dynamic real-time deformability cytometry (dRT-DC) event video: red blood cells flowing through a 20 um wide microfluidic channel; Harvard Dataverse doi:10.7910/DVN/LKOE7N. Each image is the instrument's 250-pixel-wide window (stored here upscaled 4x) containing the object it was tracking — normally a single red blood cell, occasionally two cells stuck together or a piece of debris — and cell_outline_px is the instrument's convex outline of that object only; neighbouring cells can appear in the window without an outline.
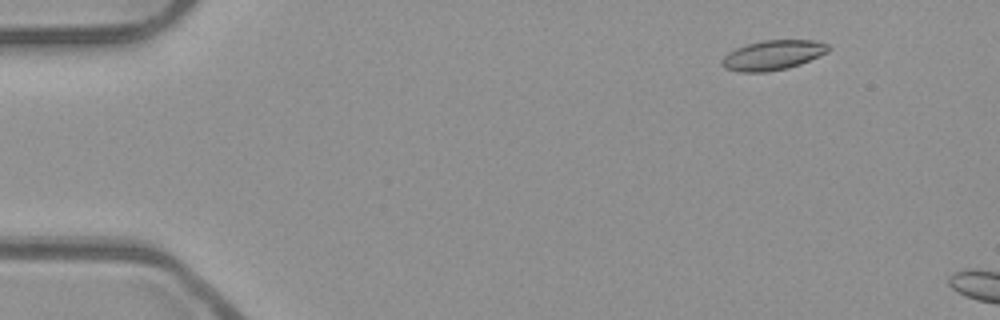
{"species": "common noctule bat (a hibernating species)", "species_latin": "Nyctalus noctula", "temperature_condition": "room temperature", "stored_images_in_passage": 11, "camera_frame_rate_fps": 3000, "um_per_image_px": 0.085, "animal": {"sex": "male", "body_mass_g": 23.1, "forearm_length_mm": 52.7}, "frame": {"image": 1, "passage_image": 7, "time_ms": 2.0, "image_size_px": [1000, 320], "cell_outline_px": [[828, 52], [800, 64], [788, 68], [768, 72], [740, 72], [724, 68], [720, 64], [720, 60], [728, 52], [736, 48], [748, 44], [764, 40], [812, 40], [828, 44]], "centroid_in_image_um": [65.65, 4.7], "position_along_channel_um": 19.4, "area_um2": 18.44}}